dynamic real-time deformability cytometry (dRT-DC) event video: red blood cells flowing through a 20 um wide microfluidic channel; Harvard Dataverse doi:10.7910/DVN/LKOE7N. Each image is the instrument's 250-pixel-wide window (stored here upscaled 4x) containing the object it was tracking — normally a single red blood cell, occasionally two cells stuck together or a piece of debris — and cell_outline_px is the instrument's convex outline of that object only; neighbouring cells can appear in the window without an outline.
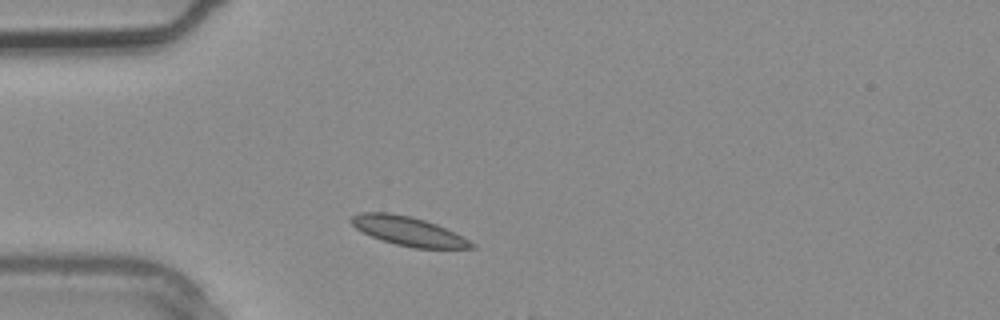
{"species": "common noctule bat (a hibernating species)", "species_latin": "Nyctalus noctula", "temperature_condition": "warm", "stored_images_in_passage": 2, "camera_frame_rate_fps": 3000, "um_per_image_px": 0.085, "animal": {"sex": "male", "body_mass_g": 20.4}, "frame": {"image": 1, "passage_image": 1, "time_ms": 0.0, "image_size_px": [1000, 320], "cell_outline_px": [[476, 248], [416, 248], [396, 244], [372, 236], [356, 228], [348, 220], [352, 216], [360, 212], [388, 212], [412, 216], [436, 224], [476, 244]], "centroid_in_image_um": [34.68, 19.63], "position_along_channel_um": 50.3, "area_um2": 20.0}}